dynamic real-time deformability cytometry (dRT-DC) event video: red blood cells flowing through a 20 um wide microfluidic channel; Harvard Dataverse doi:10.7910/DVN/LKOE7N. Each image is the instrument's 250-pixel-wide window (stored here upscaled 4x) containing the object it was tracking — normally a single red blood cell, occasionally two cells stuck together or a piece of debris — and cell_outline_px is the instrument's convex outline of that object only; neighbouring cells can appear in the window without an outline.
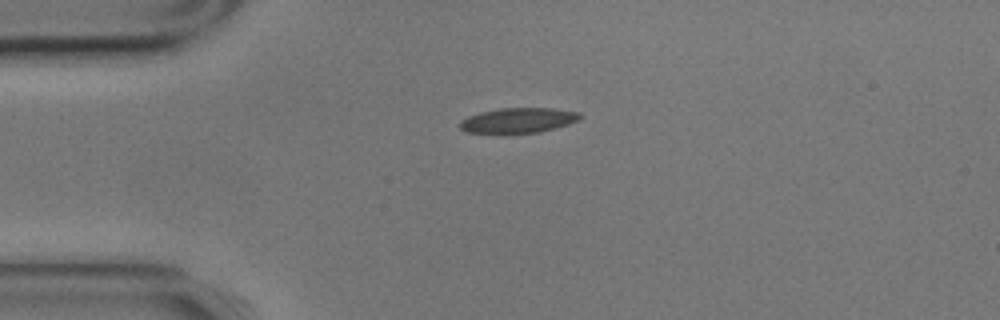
{"species": "common noctule bat (a hibernating species)", "species_latin": "Nyctalus noctula", "temperature_condition": "cold", "stored_images_in_passage": 3, "camera_frame_rate_fps": 3000, "um_per_image_px": 0.085, "animal": {"sex": "male", "body_mass_g": 17.9}, "frame": {"image": 1, "passage_image": 1, "time_ms": 0.0, "image_size_px": [1000, 320], "cell_outline_px": [[580, 120], [556, 128], [540, 132], [468, 132], [460, 128], [460, 120], [468, 116], [480, 112], [500, 108], [552, 108], [580, 112]], "centroid_in_image_um": [44.08, 10.21], "position_along_channel_um": 40.9, "area_um2": 17.28}}